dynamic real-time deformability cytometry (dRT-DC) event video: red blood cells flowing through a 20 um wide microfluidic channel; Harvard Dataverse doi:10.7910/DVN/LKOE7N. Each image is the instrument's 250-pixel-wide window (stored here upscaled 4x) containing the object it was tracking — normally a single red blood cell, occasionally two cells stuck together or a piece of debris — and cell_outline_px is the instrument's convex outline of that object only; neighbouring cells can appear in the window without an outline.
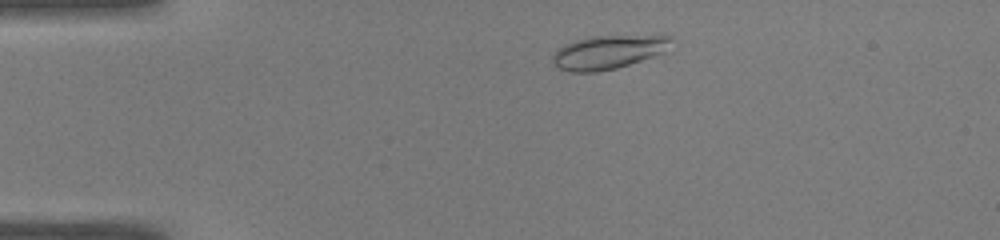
{"species": "common noctule bat (a hibernating species)", "species_latin": "Nyctalus noctula", "temperature_condition": "warm", "stored_images_in_passage": 45, "camera_frame_rate_fps": 3000, "um_per_image_px": 0.085, "animal": {"sex": "male", "body_mass_g": 19.0, "forearm_length_mm": 50.8}, "frame": {"image": 1, "passage_image": 5, "time_ms": 1.333, "image_size_px": [1000, 240], "cell_outline_px": [[676, 40], [664, 52], [616, 68], [596, 72], [568, 72], [556, 68], [552, 60], [552, 56], [564, 44], [576, 40], [592, 36], [672, 36]], "centroid_in_image_um": [51.69, 4.43], "position_along_channel_um": 33.3, "area_um2": 23.12}}
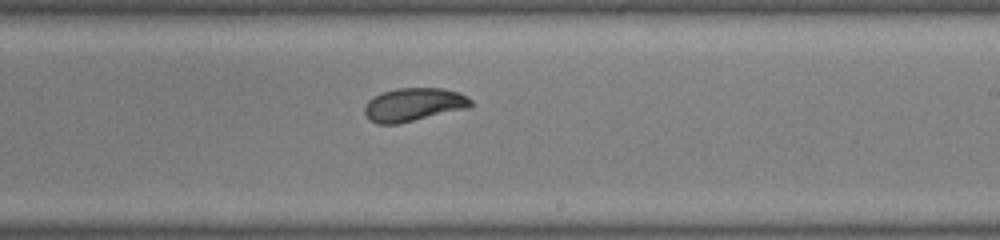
{"frame": {"image": 2, "passage_image": 25, "time_ms": 8.0, "image_size_px": [1000, 240], "cell_outline_px": [[472, 108], [396, 124], [376, 124], [368, 120], [364, 112], [364, 108], [368, 100], [372, 96], [380, 92], [396, 88], [444, 88], [460, 92], [472, 100]], "centroid_in_image_um": [35.17, 8.89], "position_along_channel_um": 253.8, "area_um2": 21.1}}
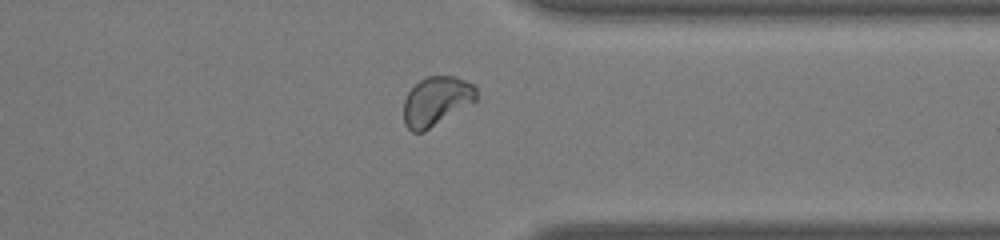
{"frame": {"image": 3, "passage_image": 34, "time_ms": 11.0, "image_size_px": [1000, 240], "cell_outline_px": [[476, 100], [424, 132], [412, 132], [404, 124], [404, 100], [408, 92], [420, 80], [428, 76], [456, 76], [476, 84]], "centroid_in_image_um": [37.09, 8.58], "position_along_channel_um": 374.3, "area_um2": 20.75}, "authors_computed_cell_mechanics": {"area_um2": 21.097, "velocity_mm_per_s": 4.0627, "shape_relaxation_time_tau1_ms": 8.8142, "shape_relaxation_time_tau2_ms": 0.8473, "deformation_change_tau1": 0.2323, "deformation_change_tau2": 0.0441}}